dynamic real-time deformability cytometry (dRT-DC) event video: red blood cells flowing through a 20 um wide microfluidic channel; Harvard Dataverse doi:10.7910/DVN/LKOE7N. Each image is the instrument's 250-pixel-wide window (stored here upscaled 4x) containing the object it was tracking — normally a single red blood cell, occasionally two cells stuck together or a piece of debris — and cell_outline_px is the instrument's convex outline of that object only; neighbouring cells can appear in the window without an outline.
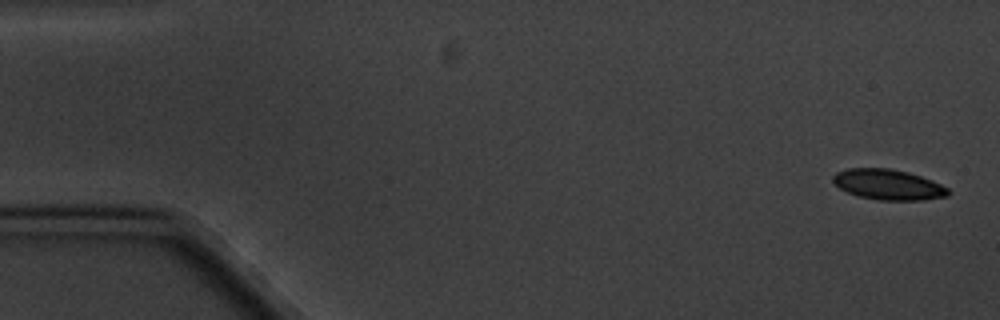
{"species": "common noctule bat (a hibernating species)", "species_latin": "Nyctalus noctula", "temperature_condition": "cold", "stored_images_in_passage": 7, "camera_frame_rate_fps": 3000, "um_per_image_px": 0.085, "animal": {"sex": "male", "body_mass_g": 20.1, "forearm_length_mm": 53.5}, "frame": {"image": 1, "passage_image": 7, "time_ms": 7.0, "image_size_px": [1000, 320], "cell_outline_px": [[952, 192], [948, 196], [924, 200], [880, 200], [856, 196], [840, 188], [832, 180], [832, 176], [836, 172], [848, 168], [892, 168], [908, 172], [932, 180], [948, 188]], "centroid_in_image_um": [75.51, 15.69], "position_along_channel_um": 9.5, "area_um2": 20.58}}